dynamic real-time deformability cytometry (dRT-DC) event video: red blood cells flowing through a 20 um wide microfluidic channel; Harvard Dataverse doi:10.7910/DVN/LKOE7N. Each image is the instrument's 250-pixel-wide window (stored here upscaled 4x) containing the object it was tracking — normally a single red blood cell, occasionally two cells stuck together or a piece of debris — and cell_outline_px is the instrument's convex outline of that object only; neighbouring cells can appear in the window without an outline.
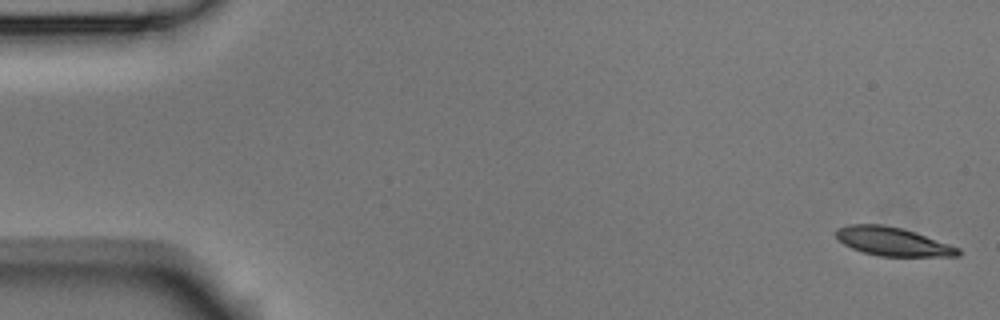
{"species": "Egyptian fruit bat (a non-hibernating species)", "species_latin": "Rousettus aegyptiacus", "temperature_condition": "room temperature", "stored_images_in_passage": 5, "camera_frame_rate_fps": 3000, "um_per_image_px": 0.085, "animal": {"sex": "male"}, "frame": {"image": 1, "passage_image": 1, "time_ms": 0.0, "image_size_px": [1000, 320], "cell_outline_px": [[960, 256], [880, 256], [864, 252], [852, 248], [844, 244], [836, 236], [836, 228], [848, 224], [880, 224], [900, 228], [960, 248]], "centroid_in_image_um": [75.84, 20.53], "position_along_channel_um": 9.2, "area_um2": 19.88}}
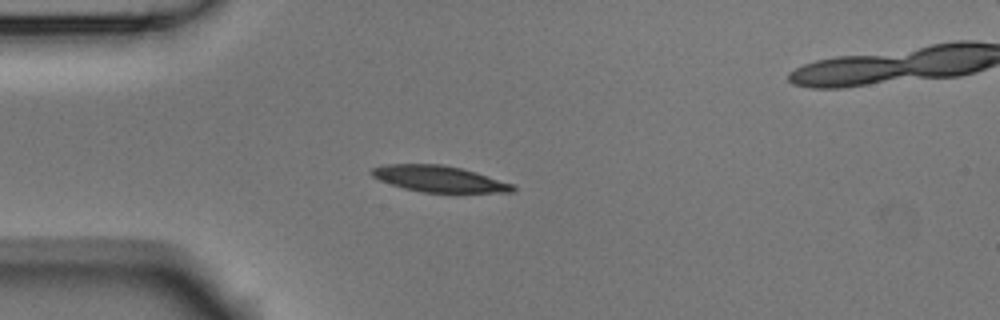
{"frame": {"image": 2, "passage_image": 4, "time_ms": 1.0, "image_size_px": [1000, 320], "cell_outline_px": [[516, 192], [420, 192], [404, 188], [380, 180], [372, 176], [372, 168], [388, 164], [444, 164], [476, 172], [512, 184], [516, 188]], "centroid_in_image_um": [37.33, 15.2], "position_along_channel_um": 47.7, "area_um2": 21.27}}